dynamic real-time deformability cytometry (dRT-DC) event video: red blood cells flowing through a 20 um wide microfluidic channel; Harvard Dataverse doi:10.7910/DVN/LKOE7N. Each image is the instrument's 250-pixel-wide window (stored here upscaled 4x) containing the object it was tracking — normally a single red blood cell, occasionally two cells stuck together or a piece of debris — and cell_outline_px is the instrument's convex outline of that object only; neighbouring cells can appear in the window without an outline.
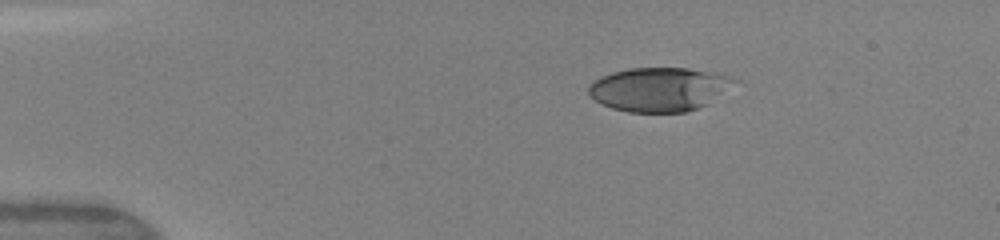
{"species": "human", "species_latin": "Homo sapiens", "temperature_condition": "warm", "stored_images_in_passage": 41, "camera_frame_rate_fps": 3000, "um_per_image_px": 0.085, "donor": {"sex": "female"}, "frame": {"image": 1, "passage_image": 1, "time_ms": 0.0, "image_size_px": [1000, 240], "cell_outline_px": [[740, 80], [708, 104], [688, 112], [628, 112], [612, 108], [596, 100], [588, 92], [588, 84], [600, 76], [612, 72], [628, 68], [688, 68], [716, 72], [732, 76]], "centroid_in_image_um": [56.06, 7.58], "position_along_channel_um": 28.9, "area_um2": 37.57}}
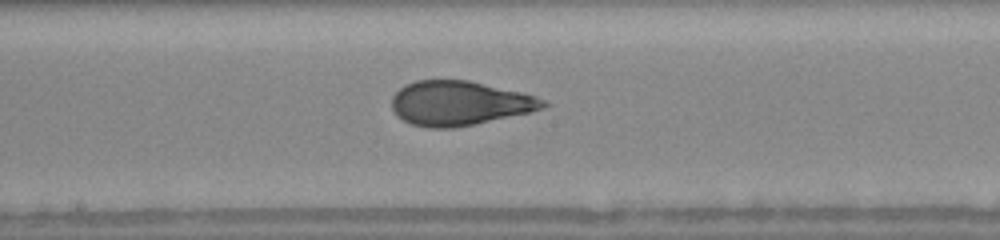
{"frame": {"image": 2, "passage_image": 19, "time_ms": 6.0, "image_size_px": [1000, 240], "cell_outline_px": [[548, 104], [544, 108], [528, 112], [476, 124], [452, 128], [428, 128], [412, 124], [396, 116], [392, 108], [392, 96], [404, 84], [416, 80], [468, 80], [520, 92], [544, 100]], "centroid_in_image_um": [38.99, 8.77], "position_along_channel_um": 209.2, "area_um2": 38.96}}
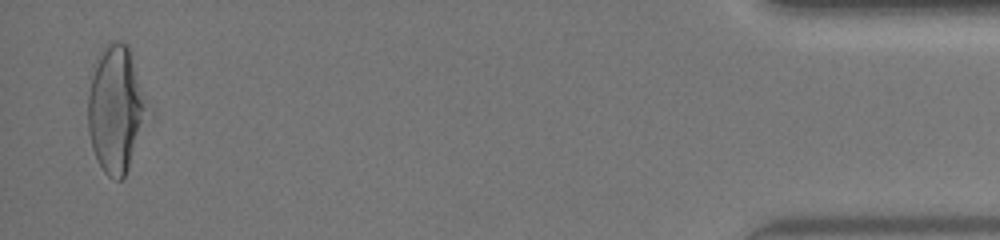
{"frame": {"image": 3, "passage_image": 40, "time_ms": 13.0, "image_size_px": [1000, 240], "cell_outline_px": [[148, 116], [124, 180], [116, 180], [108, 176], [104, 172], [96, 160], [92, 148], [88, 132], [88, 96], [92, 76], [100, 48], [116, 40], [120, 40], [128, 44]], "centroid_in_image_um": [9.8, 9.33], "position_along_channel_um": 425.4, "area_um2": 43.18}, "authors_computed_cell_mechanics": {"area_um2": 38.8416, "velocity_mm_per_s": 4.1625, "shape_relaxation_time_tau1_ms": 5.0302, "shape_relaxation_time_tau2_ms": 0.8663, "deformation_change_tau1": 0.2024, "deformation_change_tau2": 0.0805}}